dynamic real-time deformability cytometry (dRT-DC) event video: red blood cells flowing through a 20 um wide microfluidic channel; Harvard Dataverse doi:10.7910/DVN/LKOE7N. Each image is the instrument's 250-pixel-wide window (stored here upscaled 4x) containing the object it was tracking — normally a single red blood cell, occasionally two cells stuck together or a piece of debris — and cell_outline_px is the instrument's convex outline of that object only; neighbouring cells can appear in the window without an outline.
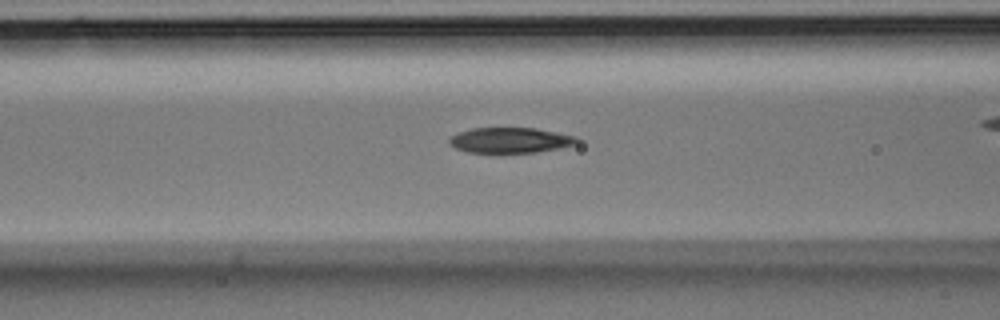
{"species": "Egyptian fruit bat (a non-hibernating species)", "species_latin": "Rousettus aegyptiacus", "temperature_condition": "room temperature", "stored_images_in_passage": 26, "camera_frame_rate_fps": 3000, "um_per_image_px": 0.085, "animal": {"sex": "male"}, "frame": {"image": 1, "passage_image": 6, "time_ms": 1.667, "image_size_px": [1000, 320], "cell_outline_px": [[580, 140], [576, 144], [560, 148], [536, 152], [464, 152], [448, 144], [448, 140], [452, 136], [460, 132], [472, 128], [536, 128], [576, 136]], "centroid_in_image_um": [43.38, 11.92], "position_along_channel_um": 123.2, "area_um2": 18.84}}
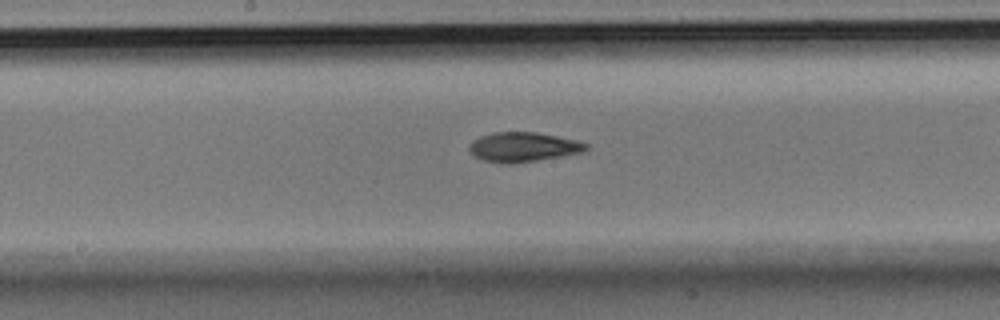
{"frame": {"image": 2, "passage_image": 12, "time_ms": 3.667, "image_size_px": [1000, 320], "cell_outline_px": [[588, 148], [580, 152], [560, 156], [512, 164], [500, 164], [484, 160], [476, 156], [468, 148], [472, 140], [480, 136], [496, 132], [536, 132], [576, 140], [588, 144]], "centroid_in_image_um": [44.44, 12.49], "position_along_channel_um": 203.8, "area_um2": 19.88}}
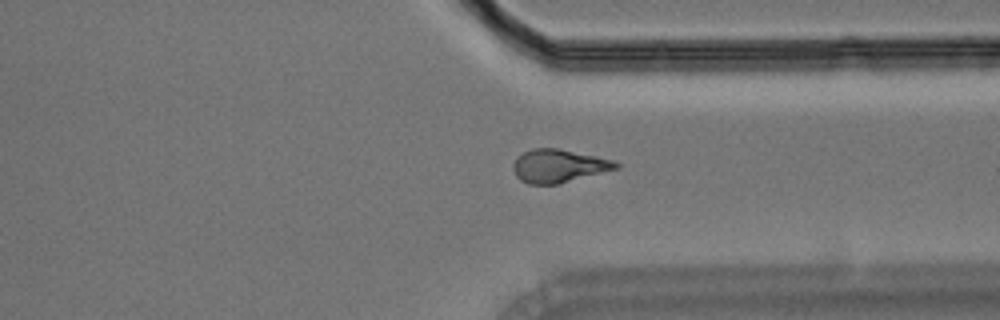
{"frame": {"image": 3, "passage_image": 24, "time_ms": 7.667, "image_size_px": [1000, 320], "cell_outline_px": [[620, 168], [556, 184], [528, 184], [520, 180], [516, 176], [512, 168], [512, 164], [516, 156], [532, 148], [556, 148], [616, 160], [620, 164]], "centroid_in_image_um": [47.47, 14.1], "position_along_channel_um": 363.9, "area_um2": 19.94}}